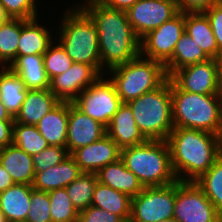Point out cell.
Masks as SVG:
<instances>
[{"instance_id": "1", "label": "cell", "mask_w": 222, "mask_h": 222, "mask_svg": "<svg viewBox=\"0 0 222 222\" xmlns=\"http://www.w3.org/2000/svg\"><path fill=\"white\" fill-rule=\"evenodd\" d=\"M74 2L90 16L97 27L102 75L140 55V39L132 29L126 11L106 7L97 0Z\"/></svg>"}, {"instance_id": "2", "label": "cell", "mask_w": 222, "mask_h": 222, "mask_svg": "<svg viewBox=\"0 0 222 222\" xmlns=\"http://www.w3.org/2000/svg\"><path fill=\"white\" fill-rule=\"evenodd\" d=\"M166 142L178 181H196L220 156L219 136L210 132L174 127Z\"/></svg>"}, {"instance_id": "3", "label": "cell", "mask_w": 222, "mask_h": 222, "mask_svg": "<svg viewBox=\"0 0 222 222\" xmlns=\"http://www.w3.org/2000/svg\"><path fill=\"white\" fill-rule=\"evenodd\" d=\"M73 1L72 6H64L63 12L61 8L62 14H59L54 26L57 28L55 39L74 62L91 65L102 76L97 27L90 16Z\"/></svg>"}, {"instance_id": "4", "label": "cell", "mask_w": 222, "mask_h": 222, "mask_svg": "<svg viewBox=\"0 0 222 222\" xmlns=\"http://www.w3.org/2000/svg\"><path fill=\"white\" fill-rule=\"evenodd\" d=\"M120 159L144 187L166 186L177 181L166 140H147L123 148Z\"/></svg>"}, {"instance_id": "5", "label": "cell", "mask_w": 222, "mask_h": 222, "mask_svg": "<svg viewBox=\"0 0 222 222\" xmlns=\"http://www.w3.org/2000/svg\"><path fill=\"white\" fill-rule=\"evenodd\" d=\"M174 127L219 135L222 127V99L218 95L190 93L171 81Z\"/></svg>"}, {"instance_id": "6", "label": "cell", "mask_w": 222, "mask_h": 222, "mask_svg": "<svg viewBox=\"0 0 222 222\" xmlns=\"http://www.w3.org/2000/svg\"><path fill=\"white\" fill-rule=\"evenodd\" d=\"M136 124L147 140H166L173 125L171 80L127 103Z\"/></svg>"}, {"instance_id": "7", "label": "cell", "mask_w": 222, "mask_h": 222, "mask_svg": "<svg viewBox=\"0 0 222 222\" xmlns=\"http://www.w3.org/2000/svg\"><path fill=\"white\" fill-rule=\"evenodd\" d=\"M105 75L114 84L122 103L157 89L169 78L164 64L141 55L108 70Z\"/></svg>"}, {"instance_id": "8", "label": "cell", "mask_w": 222, "mask_h": 222, "mask_svg": "<svg viewBox=\"0 0 222 222\" xmlns=\"http://www.w3.org/2000/svg\"><path fill=\"white\" fill-rule=\"evenodd\" d=\"M87 116L107 127L122 105L114 84L106 75L100 76L72 102Z\"/></svg>"}, {"instance_id": "9", "label": "cell", "mask_w": 222, "mask_h": 222, "mask_svg": "<svg viewBox=\"0 0 222 222\" xmlns=\"http://www.w3.org/2000/svg\"><path fill=\"white\" fill-rule=\"evenodd\" d=\"M176 182L160 187H144L131 200L129 222H160L174 217Z\"/></svg>"}, {"instance_id": "10", "label": "cell", "mask_w": 222, "mask_h": 222, "mask_svg": "<svg viewBox=\"0 0 222 222\" xmlns=\"http://www.w3.org/2000/svg\"><path fill=\"white\" fill-rule=\"evenodd\" d=\"M221 217L194 181H176L173 218L177 222H220Z\"/></svg>"}, {"instance_id": "11", "label": "cell", "mask_w": 222, "mask_h": 222, "mask_svg": "<svg viewBox=\"0 0 222 222\" xmlns=\"http://www.w3.org/2000/svg\"><path fill=\"white\" fill-rule=\"evenodd\" d=\"M185 32V13L148 32L140 39V55L165 64L173 55L177 41Z\"/></svg>"}, {"instance_id": "12", "label": "cell", "mask_w": 222, "mask_h": 222, "mask_svg": "<svg viewBox=\"0 0 222 222\" xmlns=\"http://www.w3.org/2000/svg\"><path fill=\"white\" fill-rule=\"evenodd\" d=\"M178 13L176 0H139L126 11L127 19L139 39Z\"/></svg>"}, {"instance_id": "13", "label": "cell", "mask_w": 222, "mask_h": 222, "mask_svg": "<svg viewBox=\"0 0 222 222\" xmlns=\"http://www.w3.org/2000/svg\"><path fill=\"white\" fill-rule=\"evenodd\" d=\"M218 60L190 64L174 71L169 79L181 90L203 95H218Z\"/></svg>"}, {"instance_id": "14", "label": "cell", "mask_w": 222, "mask_h": 222, "mask_svg": "<svg viewBox=\"0 0 222 222\" xmlns=\"http://www.w3.org/2000/svg\"><path fill=\"white\" fill-rule=\"evenodd\" d=\"M100 76L91 65L74 62L64 73L49 80V90L60 102L72 103Z\"/></svg>"}, {"instance_id": "15", "label": "cell", "mask_w": 222, "mask_h": 222, "mask_svg": "<svg viewBox=\"0 0 222 222\" xmlns=\"http://www.w3.org/2000/svg\"><path fill=\"white\" fill-rule=\"evenodd\" d=\"M106 135V127L84 114L69 102L68 132L66 148L71 155L76 149L100 140Z\"/></svg>"}, {"instance_id": "16", "label": "cell", "mask_w": 222, "mask_h": 222, "mask_svg": "<svg viewBox=\"0 0 222 222\" xmlns=\"http://www.w3.org/2000/svg\"><path fill=\"white\" fill-rule=\"evenodd\" d=\"M71 156L82 173L96 174L101 168L121 158V148L106 134L100 140L76 149Z\"/></svg>"}, {"instance_id": "17", "label": "cell", "mask_w": 222, "mask_h": 222, "mask_svg": "<svg viewBox=\"0 0 222 222\" xmlns=\"http://www.w3.org/2000/svg\"><path fill=\"white\" fill-rule=\"evenodd\" d=\"M44 17L45 14L42 17L39 16L30 20L21 19V35L18 42L17 56L43 55L55 40L56 31L54 30L56 28L54 29L52 26L56 24L50 22L51 25L48 21L42 19Z\"/></svg>"}, {"instance_id": "18", "label": "cell", "mask_w": 222, "mask_h": 222, "mask_svg": "<svg viewBox=\"0 0 222 222\" xmlns=\"http://www.w3.org/2000/svg\"><path fill=\"white\" fill-rule=\"evenodd\" d=\"M106 134L121 148L145 143L147 139L139 130L132 109L122 103L106 127Z\"/></svg>"}, {"instance_id": "19", "label": "cell", "mask_w": 222, "mask_h": 222, "mask_svg": "<svg viewBox=\"0 0 222 222\" xmlns=\"http://www.w3.org/2000/svg\"><path fill=\"white\" fill-rule=\"evenodd\" d=\"M82 174L75 159L69 155L61 163L36 172L32 187L39 191L49 192L59 188H66Z\"/></svg>"}, {"instance_id": "20", "label": "cell", "mask_w": 222, "mask_h": 222, "mask_svg": "<svg viewBox=\"0 0 222 222\" xmlns=\"http://www.w3.org/2000/svg\"><path fill=\"white\" fill-rule=\"evenodd\" d=\"M60 101L47 89L28 90L20 112L14 118L17 123L36 125Z\"/></svg>"}, {"instance_id": "21", "label": "cell", "mask_w": 222, "mask_h": 222, "mask_svg": "<svg viewBox=\"0 0 222 222\" xmlns=\"http://www.w3.org/2000/svg\"><path fill=\"white\" fill-rule=\"evenodd\" d=\"M0 164L15 184L32 185L35 169L32 156L11 144L0 149Z\"/></svg>"}, {"instance_id": "22", "label": "cell", "mask_w": 222, "mask_h": 222, "mask_svg": "<svg viewBox=\"0 0 222 222\" xmlns=\"http://www.w3.org/2000/svg\"><path fill=\"white\" fill-rule=\"evenodd\" d=\"M68 116L69 102H60L36 124L49 146L66 147Z\"/></svg>"}, {"instance_id": "23", "label": "cell", "mask_w": 222, "mask_h": 222, "mask_svg": "<svg viewBox=\"0 0 222 222\" xmlns=\"http://www.w3.org/2000/svg\"><path fill=\"white\" fill-rule=\"evenodd\" d=\"M96 174L100 183L123 192L131 198L137 196L144 189L139 179L125 167L121 159L106 165Z\"/></svg>"}, {"instance_id": "24", "label": "cell", "mask_w": 222, "mask_h": 222, "mask_svg": "<svg viewBox=\"0 0 222 222\" xmlns=\"http://www.w3.org/2000/svg\"><path fill=\"white\" fill-rule=\"evenodd\" d=\"M32 189V185L14 184L0 193V210L7 222L26 221Z\"/></svg>"}, {"instance_id": "25", "label": "cell", "mask_w": 222, "mask_h": 222, "mask_svg": "<svg viewBox=\"0 0 222 222\" xmlns=\"http://www.w3.org/2000/svg\"><path fill=\"white\" fill-rule=\"evenodd\" d=\"M9 68L20 76L28 90H42L49 88L43 55L17 56Z\"/></svg>"}, {"instance_id": "26", "label": "cell", "mask_w": 222, "mask_h": 222, "mask_svg": "<svg viewBox=\"0 0 222 222\" xmlns=\"http://www.w3.org/2000/svg\"><path fill=\"white\" fill-rule=\"evenodd\" d=\"M185 32L209 58L218 60V46L210 21L204 12L185 13Z\"/></svg>"}, {"instance_id": "27", "label": "cell", "mask_w": 222, "mask_h": 222, "mask_svg": "<svg viewBox=\"0 0 222 222\" xmlns=\"http://www.w3.org/2000/svg\"><path fill=\"white\" fill-rule=\"evenodd\" d=\"M27 91L19 75L9 67L0 69V100L13 118L20 112Z\"/></svg>"}, {"instance_id": "28", "label": "cell", "mask_w": 222, "mask_h": 222, "mask_svg": "<svg viewBox=\"0 0 222 222\" xmlns=\"http://www.w3.org/2000/svg\"><path fill=\"white\" fill-rule=\"evenodd\" d=\"M132 198L120 191L100 183L95 185L91 205L120 216L129 222Z\"/></svg>"}, {"instance_id": "29", "label": "cell", "mask_w": 222, "mask_h": 222, "mask_svg": "<svg viewBox=\"0 0 222 222\" xmlns=\"http://www.w3.org/2000/svg\"><path fill=\"white\" fill-rule=\"evenodd\" d=\"M210 59L186 32L177 41L172 57L164 64L167 76L174 71Z\"/></svg>"}, {"instance_id": "30", "label": "cell", "mask_w": 222, "mask_h": 222, "mask_svg": "<svg viewBox=\"0 0 222 222\" xmlns=\"http://www.w3.org/2000/svg\"><path fill=\"white\" fill-rule=\"evenodd\" d=\"M12 144L33 156L49 147L36 125L13 123Z\"/></svg>"}, {"instance_id": "31", "label": "cell", "mask_w": 222, "mask_h": 222, "mask_svg": "<svg viewBox=\"0 0 222 222\" xmlns=\"http://www.w3.org/2000/svg\"><path fill=\"white\" fill-rule=\"evenodd\" d=\"M21 35V19H12L0 26V63L9 67L17 58L18 42Z\"/></svg>"}, {"instance_id": "32", "label": "cell", "mask_w": 222, "mask_h": 222, "mask_svg": "<svg viewBox=\"0 0 222 222\" xmlns=\"http://www.w3.org/2000/svg\"><path fill=\"white\" fill-rule=\"evenodd\" d=\"M194 182L222 214V156L220 155L211 168Z\"/></svg>"}, {"instance_id": "33", "label": "cell", "mask_w": 222, "mask_h": 222, "mask_svg": "<svg viewBox=\"0 0 222 222\" xmlns=\"http://www.w3.org/2000/svg\"><path fill=\"white\" fill-rule=\"evenodd\" d=\"M97 182V174L82 173L66 187L70 200L78 212L91 206Z\"/></svg>"}, {"instance_id": "34", "label": "cell", "mask_w": 222, "mask_h": 222, "mask_svg": "<svg viewBox=\"0 0 222 222\" xmlns=\"http://www.w3.org/2000/svg\"><path fill=\"white\" fill-rule=\"evenodd\" d=\"M52 222H78V210L74 207L66 188L48 192Z\"/></svg>"}, {"instance_id": "35", "label": "cell", "mask_w": 222, "mask_h": 222, "mask_svg": "<svg viewBox=\"0 0 222 222\" xmlns=\"http://www.w3.org/2000/svg\"><path fill=\"white\" fill-rule=\"evenodd\" d=\"M73 63L74 61L56 39L43 54V64L49 80L64 73Z\"/></svg>"}, {"instance_id": "36", "label": "cell", "mask_w": 222, "mask_h": 222, "mask_svg": "<svg viewBox=\"0 0 222 222\" xmlns=\"http://www.w3.org/2000/svg\"><path fill=\"white\" fill-rule=\"evenodd\" d=\"M0 2L3 4L4 9L10 18L23 20H30L39 17L43 14L42 9L47 4H41L43 3L42 0H0Z\"/></svg>"}, {"instance_id": "37", "label": "cell", "mask_w": 222, "mask_h": 222, "mask_svg": "<svg viewBox=\"0 0 222 222\" xmlns=\"http://www.w3.org/2000/svg\"><path fill=\"white\" fill-rule=\"evenodd\" d=\"M26 222H52L48 192L32 189Z\"/></svg>"}, {"instance_id": "38", "label": "cell", "mask_w": 222, "mask_h": 222, "mask_svg": "<svg viewBox=\"0 0 222 222\" xmlns=\"http://www.w3.org/2000/svg\"><path fill=\"white\" fill-rule=\"evenodd\" d=\"M70 154L66 147L49 146L39 154L33 155L35 173L48 170L49 168L61 163Z\"/></svg>"}, {"instance_id": "39", "label": "cell", "mask_w": 222, "mask_h": 222, "mask_svg": "<svg viewBox=\"0 0 222 222\" xmlns=\"http://www.w3.org/2000/svg\"><path fill=\"white\" fill-rule=\"evenodd\" d=\"M78 222H125L120 216L95 206L79 211Z\"/></svg>"}, {"instance_id": "40", "label": "cell", "mask_w": 222, "mask_h": 222, "mask_svg": "<svg viewBox=\"0 0 222 222\" xmlns=\"http://www.w3.org/2000/svg\"><path fill=\"white\" fill-rule=\"evenodd\" d=\"M204 13L210 21L213 34L216 38L218 59H220L222 57V7L214 4Z\"/></svg>"}, {"instance_id": "41", "label": "cell", "mask_w": 222, "mask_h": 222, "mask_svg": "<svg viewBox=\"0 0 222 222\" xmlns=\"http://www.w3.org/2000/svg\"><path fill=\"white\" fill-rule=\"evenodd\" d=\"M179 12L198 13L207 11L216 0H176Z\"/></svg>"}, {"instance_id": "42", "label": "cell", "mask_w": 222, "mask_h": 222, "mask_svg": "<svg viewBox=\"0 0 222 222\" xmlns=\"http://www.w3.org/2000/svg\"><path fill=\"white\" fill-rule=\"evenodd\" d=\"M14 120H0V148L12 144Z\"/></svg>"}, {"instance_id": "43", "label": "cell", "mask_w": 222, "mask_h": 222, "mask_svg": "<svg viewBox=\"0 0 222 222\" xmlns=\"http://www.w3.org/2000/svg\"><path fill=\"white\" fill-rule=\"evenodd\" d=\"M97 1L109 8L127 11L139 0H97Z\"/></svg>"}, {"instance_id": "44", "label": "cell", "mask_w": 222, "mask_h": 222, "mask_svg": "<svg viewBox=\"0 0 222 222\" xmlns=\"http://www.w3.org/2000/svg\"><path fill=\"white\" fill-rule=\"evenodd\" d=\"M13 182L9 173L0 164V193L7 190L9 187L13 186Z\"/></svg>"}, {"instance_id": "45", "label": "cell", "mask_w": 222, "mask_h": 222, "mask_svg": "<svg viewBox=\"0 0 222 222\" xmlns=\"http://www.w3.org/2000/svg\"><path fill=\"white\" fill-rule=\"evenodd\" d=\"M218 96L222 99V57L218 59Z\"/></svg>"}, {"instance_id": "46", "label": "cell", "mask_w": 222, "mask_h": 222, "mask_svg": "<svg viewBox=\"0 0 222 222\" xmlns=\"http://www.w3.org/2000/svg\"><path fill=\"white\" fill-rule=\"evenodd\" d=\"M0 120H14L0 100Z\"/></svg>"}, {"instance_id": "47", "label": "cell", "mask_w": 222, "mask_h": 222, "mask_svg": "<svg viewBox=\"0 0 222 222\" xmlns=\"http://www.w3.org/2000/svg\"><path fill=\"white\" fill-rule=\"evenodd\" d=\"M9 19L10 17L7 15L3 4L0 2V26L6 21H8Z\"/></svg>"}, {"instance_id": "48", "label": "cell", "mask_w": 222, "mask_h": 222, "mask_svg": "<svg viewBox=\"0 0 222 222\" xmlns=\"http://www.w3.org/2000/svg\"><path fill=\"white\" fill-rule=\"evenodd\" d=\"M218 136H219L220 155L222 156V127Z\"/></svg>"}, {"instance_id": "49", "label": "cell", "mask_w": 222, "mask_h": 222, "mask_svg": "<svg viewBox=\"0 0 222 222\" xmlns=\"http://www.w3.org/2000/svg\"><path fill=\"white\" fill-rule=\"evenodd\" d=\"M0 222H7L5 215L2 213L1 210H0Z\"/></svg>"}, {"instance_id": "50", "label": "cell", "mask_w": 222, "mask_h": 222, "mask_svg": "<svg viewBox=\"0 0 222 222\" xmlns=\"http://www.w3.org/2000/svg\"><path fill=\"white\" fill-rule=\"evenodd\" d=\"M160 222H177V221L174 218H172V219L163 220V221H160Z\"/></svg>"}, {"instance_id": "51", "label": "cell", "mask_w": 222, "mask_h": 222, "mask_svg": "<svg viewBox=\"0 0 222 222\" xmlns=\"http://www.w3.org/2000/svg\"><path fill=\"white\" fill-rule=\"evenodd\" d=\"M215 4L219 5L220 7H222V0H216Z\"/></svg>"}, {"instance_id": "52", "label": "cell", "mask_w": 222, "mask_h": 222, "mask_svg": "<svg viewBox=\"0 0 222 222\" xmlns=\"http://www.w3.org/2000/svg\"><path fill=\"white\" fill-rule=\"evenodd\" d=\"M4 68V66L0 63V69Z\"/></svg>"}]
</instances>
